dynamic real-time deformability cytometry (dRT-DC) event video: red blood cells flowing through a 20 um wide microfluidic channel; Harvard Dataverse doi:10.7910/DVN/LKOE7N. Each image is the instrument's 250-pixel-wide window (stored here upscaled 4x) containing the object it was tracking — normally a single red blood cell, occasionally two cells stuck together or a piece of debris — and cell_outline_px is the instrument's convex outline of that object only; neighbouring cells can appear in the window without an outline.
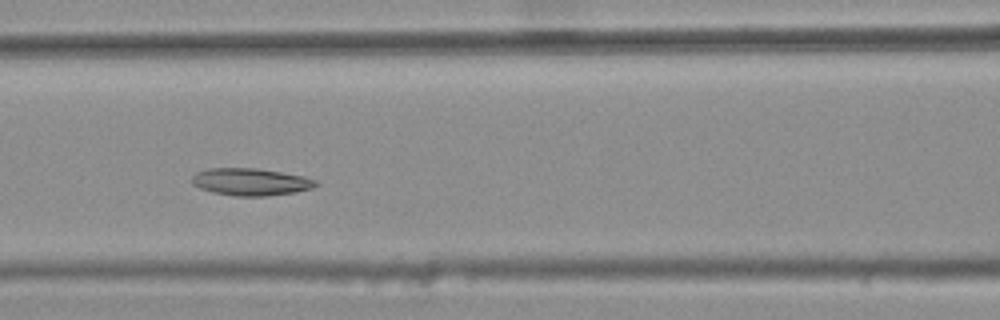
{"species": "common noctule bat (a hibernating species)", "species_latin": "Nyctalus noctula", "temperature_condition": "warm", "stored_images_in_passage": 6, "camera_frame_rate_fps": 3000, "um_per_image_px": 0.085, "animal": {"sex": "female", "body_mass_g": 25.1}, "frame": {"image": 1, "passage_image": 5, "time_ms": 1.333, "image_size_px": [1000, 320], "cell_outline_px": [[320, 184], [312, 188], [296, 192], [268, 196], [236, 196], [212, 192], [200, 188], [192, 184], [192, 176], [196, 172], [208, 168], [256, 168], [304, 176], [316, 180]], "centroid_in_image_um": [21.31, 15.46], "position_along_channel_um": 145.3, "area_um2": 19.77}}
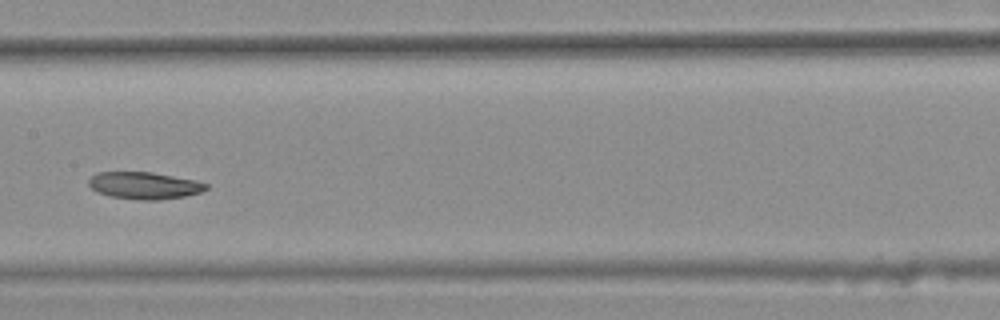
{"frame": {"image": 2, "passage_image": 6, "time_ms": 1.667, "image_size_px": [1000, 320], "cell_outline_px": [[208, 188], [200, 192], [184, 196], [160, 200], [140, 200], [112, 196], [96, 192], [88, 184], [88, 180], [96, 172], [152, 172], [196, 180], [208, 184]], "centroid_in_image_um": [12.26, 15.76], "position_along_channel_um": 195.1, "area_um2": 18.5}}